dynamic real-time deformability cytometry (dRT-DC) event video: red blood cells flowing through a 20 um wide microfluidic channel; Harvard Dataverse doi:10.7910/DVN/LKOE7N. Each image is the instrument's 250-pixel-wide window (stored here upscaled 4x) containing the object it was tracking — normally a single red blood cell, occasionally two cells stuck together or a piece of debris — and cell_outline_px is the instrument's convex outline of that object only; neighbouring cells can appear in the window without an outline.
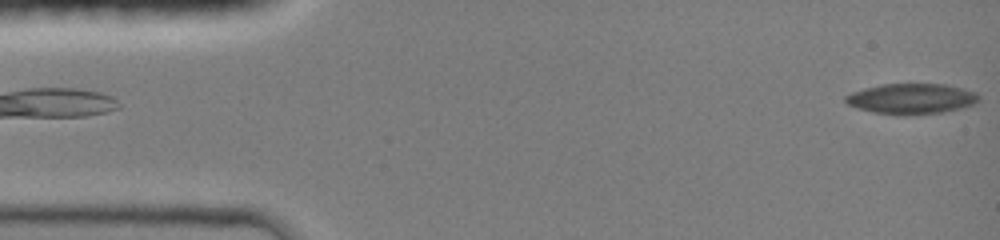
{"species": "common noctule bat (a hibernating species)", "species_latin": "Nyctalus noctula", "temperature_condition": "room temperature", "stored_images_in_passage": 47, "camera_frame_rate_fps": 3000, "um_per_image_px": 0.085, "animal": {"sex": "female", "body_mass_g": 19.0, "forearm_length_mm": 51.5}, "frame": {"image": 1, "passage_image": 1, "time_ms": 0.0, "image_size_px": [1000, 240], "cell_outline_px": [[980, 100], [972, 104], [960, 108], [940, 112], [900, 116], [872, 112], [856, 108], [848, 104], [844, 100], [844, 96], [852, 92], [864, 88], [884, 84], [944, 84], [976, 92], [980, 96]], "centroid_in_image_um": [77.43, 8.4], "position_along_channel_um": 7.6, "area_um2": 23.64}}
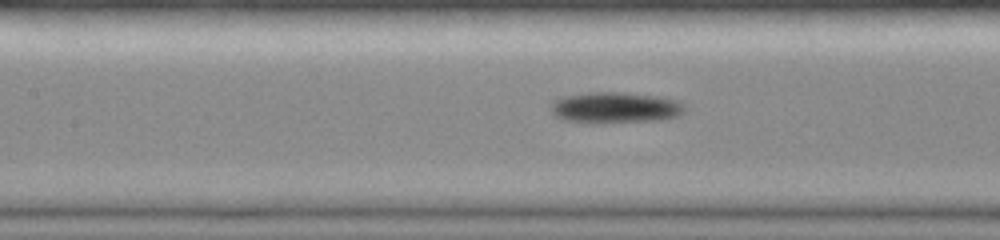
{"frame": {"image": 2, "passage_image": 21, "time_ms": 6.667, "image_size_px": [1000, 240], "cell_outline_px": [[684, 112], [676, 116], [656, 120], [568, 120], [556, 116], [552, 112], [552, 104], [556, 100], [568, 96], [588, 92], [616, 92], [656, 96], [672, 100], [684, 104]], "centroid_in_image_um": [52.33, 9.1], "position_along_channel_um": 155.1, "area_um2": 22.48}}
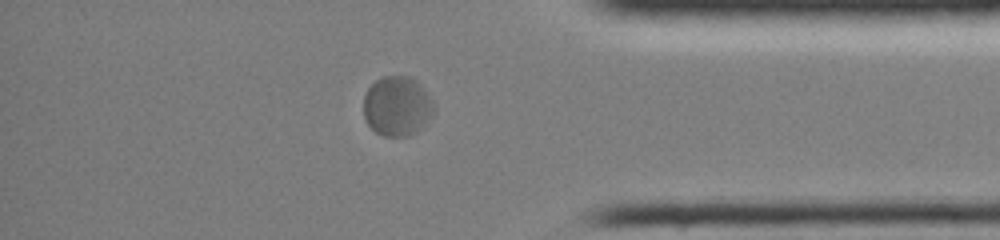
{"frame": {"image": 3, "passage_image": 40, "time_ms": 13.0, "image_size_px": [1000, 240], "cell_outline_px": [[436, 108], [432, 116], [416, 132], [408, 136], [384, 136], [376, 132], [368, 124], [364, 116], [364, 96], [368, 88], [376, 80], [384, 76], [408, 76], [416, 80], [424, 88], [432, 100]], "centroid_in_image_um": [33.77, 9.02], "position_along_channel_um": 401.4, "area_um2": 24.51}, "authors_computed_cell_mechanics": {"area_um2": 23.4668, "velocity_mm_per_s": 4.0209, "shape_relaxation_time_tau1_ms": 3.3656, "shape_relaxation_time_tau2_ms": null, "deformation_change_tau1": 0.1361, "deformation_change_tau2": null}}